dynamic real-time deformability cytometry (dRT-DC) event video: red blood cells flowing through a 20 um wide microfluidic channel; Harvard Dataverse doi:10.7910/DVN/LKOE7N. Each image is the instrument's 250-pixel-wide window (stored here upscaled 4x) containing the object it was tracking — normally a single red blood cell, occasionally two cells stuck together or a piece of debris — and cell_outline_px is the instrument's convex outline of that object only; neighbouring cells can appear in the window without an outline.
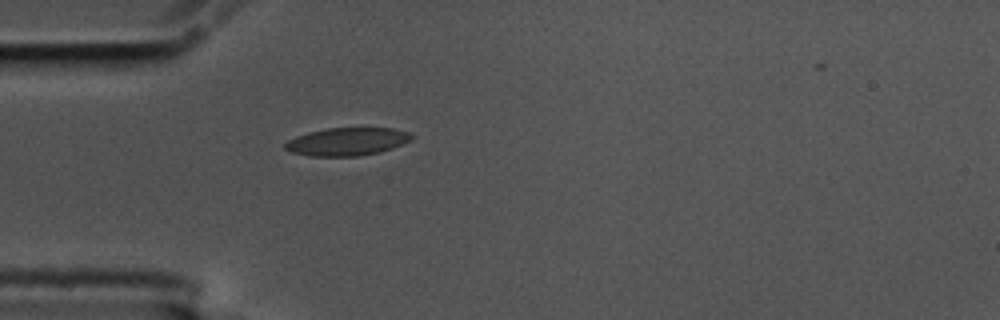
{"species": "common noctule bat (a hibernating species)", "species_latin": "Nyctalus noctula", "temperature_condition": "cold", "stored_images_in_passage": 1, "camera_frame_rate_fps": 3000, "um_per_image_px": 0.085, "animal": {"sex": "male", "body_mass_g": 17.5, "forearm_length_mm": 52.3}, "frame": {"image": 1, "passage_image": 1, "time_ms": 0.0, "image_size_px": [1000, 320], "cell_outline_px": [[416, 136], [412, 140], [392, 148], [380, 152], [356, 156], [312, 156], [292, 152], [284, 148], [284, 144], [288, 140], [296, 136], [308, 132], [328, 128], [392, 128], [408, 132]], "centroid_in_image_um": [29.53, 12.03], "position_along_channel_um": 55.5, "area_um2": 20.58}}